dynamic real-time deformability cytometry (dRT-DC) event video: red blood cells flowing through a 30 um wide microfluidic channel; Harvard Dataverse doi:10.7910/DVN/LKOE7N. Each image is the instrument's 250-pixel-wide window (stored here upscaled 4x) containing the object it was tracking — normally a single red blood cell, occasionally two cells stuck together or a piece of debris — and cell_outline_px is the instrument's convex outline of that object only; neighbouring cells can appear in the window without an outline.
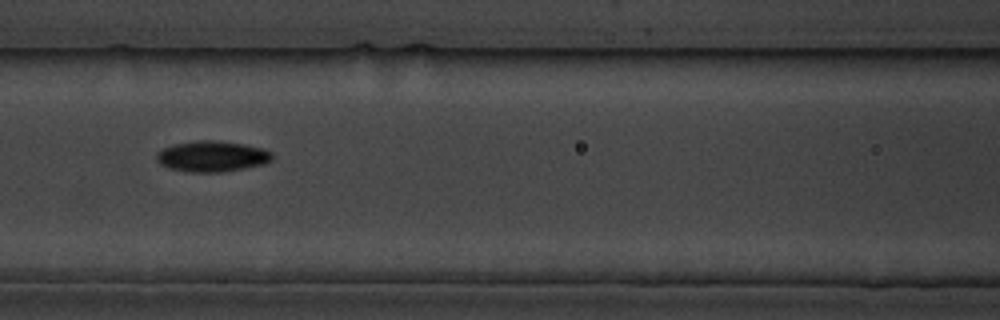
{"species": "common noctule bat (a hibernating species)", "species_latin": "Nyctalus noctula", "temperature_condition": "cold", "stored_images_in_passage": 9, "camera_frame_rate_fps": 3000, "um_per_image_px": 0.085, "animal": {"sex": "male", "body_mass_g": 19.5, "forearm_length_mm": 54.6}, "frame": {"image": 1, "passage_image": 8, "time_ms": 8.0, "image_size_px": [1000, 320], "cell_outline_px": [[272, 160], [264, 164], [244, 168], [220, 172], [188, 172], [168, 168], [160, 164], [156, 160], [156, 152], [164, 148], [176, 144], [196, 140], [216, 140], [244, 144], [264, 148], [272, 152]], "centroid_in_image_um": [18.02, 13.29], "position_along_channel_um": 148.6, "area_um2": 20.87}}